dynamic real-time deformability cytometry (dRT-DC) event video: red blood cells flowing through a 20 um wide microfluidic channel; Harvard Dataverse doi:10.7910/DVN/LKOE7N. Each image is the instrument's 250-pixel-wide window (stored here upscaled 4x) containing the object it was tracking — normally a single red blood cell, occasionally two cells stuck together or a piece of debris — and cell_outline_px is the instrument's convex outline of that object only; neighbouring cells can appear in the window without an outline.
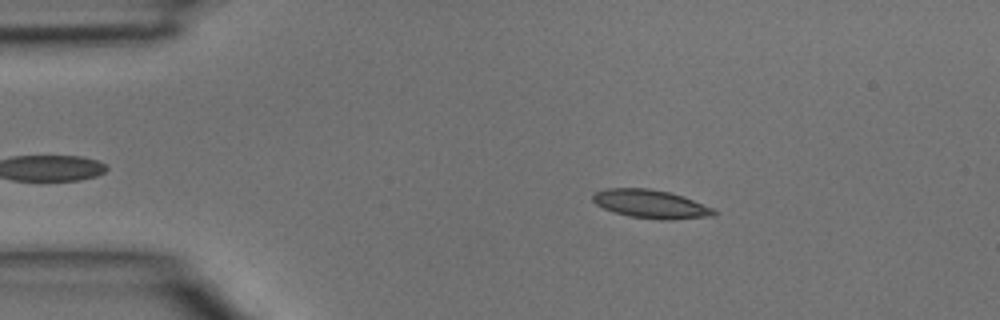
{"species": "common noctule bat (a hibernating species)", "species_latin": "Nyctalus noctula", "temperature_condition": "room temperature", "stored_images_in_passage": 38, "camera_frame_rate_fps": 3000, "um_per_image_px": 0.085, "animal": {"sex": "male", "body_mass_g": 15.6}, "frame": {"image": 1, "passage_image": 6, "time_ms": 1.667, "image_size_px": [1000, 320], "cell_outline_px": [[716, 216], [672, 220], [660, 220], [628, 216], [604, 208], [596, 204], [592, 200], [592, 192], [604, 188], [648, 188], [668, 192], [684, 196], [712, 208], [716, 212]], "centroid_in_image_um": [55.3, 17.34], "position_along_channel_um": 29.7, "area_um2": 20.23}}
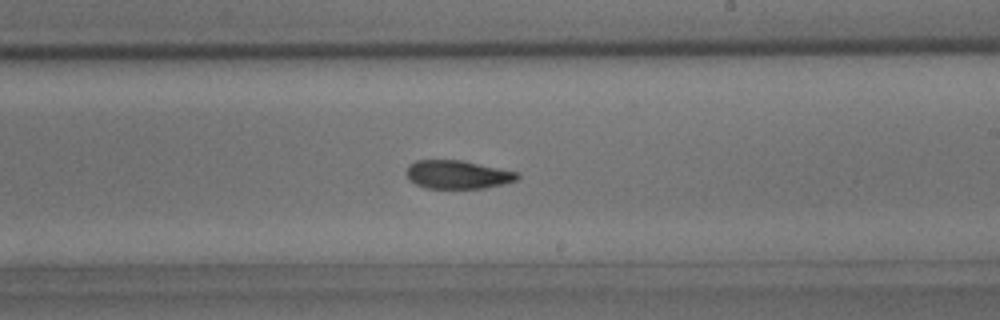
{"frame": {"image": 2, "passage_image": 22, "time_ms": 7.0, "image_size_px": [1000, 320], "cell_outline_px": [[520, 176], [516, 180], [504, 184], [484, 188], [424, 188], [408, 180], [408, 164], [416, 160], [464, 160], [520, 172]], "centroid_in_image_um": [38.93, 14.83], "position_along_channel_um": 250.1, "area_um2": 18.55}}
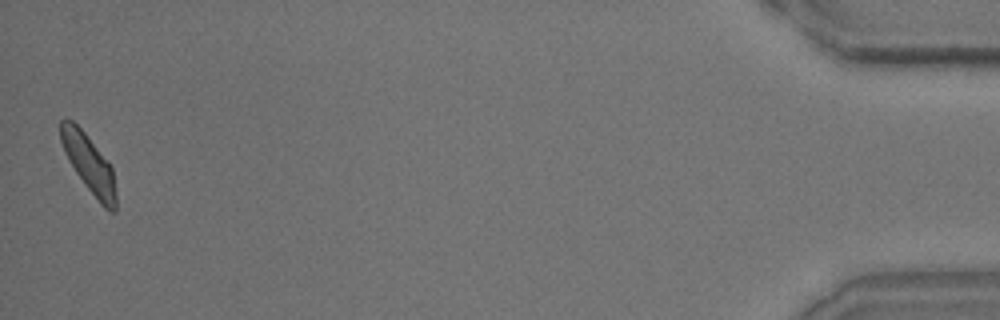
{"frame": {"image": 3, "passage_image": 38, "time_ms": 12.333, "image_size_px": [1000, 320], "cell_outline_px": [[116, 212], [108, 212], [100, 204], [84, 184], [68, 160], [64, 152], [60, 140], [60, 120], [72, 120], [84, 132], [112, 168], [116, 196]], "centroid_in_image_um": [7.55, 13.97], "position_along_channel_um": 427.6, "area_um2": 18.38}}